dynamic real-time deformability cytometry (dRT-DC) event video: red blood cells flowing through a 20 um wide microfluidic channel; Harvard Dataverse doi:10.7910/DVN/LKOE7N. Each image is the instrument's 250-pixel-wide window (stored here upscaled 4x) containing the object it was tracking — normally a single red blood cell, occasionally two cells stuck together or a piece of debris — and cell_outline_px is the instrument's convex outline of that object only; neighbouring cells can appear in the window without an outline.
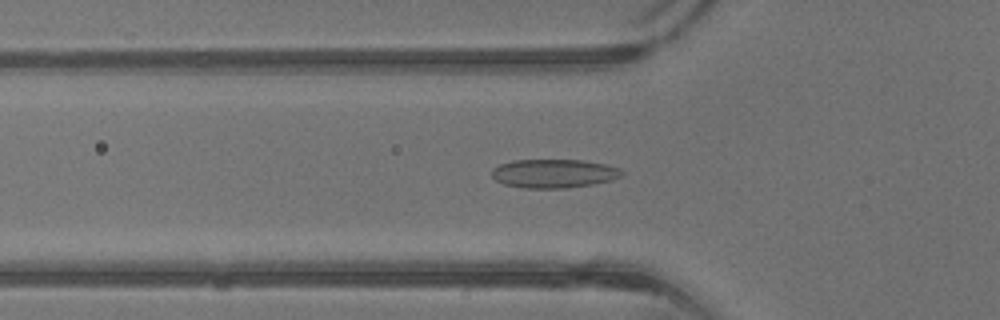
{"species": "common noctule bat (a hibernating species)", "species_latin": "Nyctalus noctula", "temperature_condition": "warm", "stored_images_in_passage": 41, "camera_frame_rate_fps": 3000, "um_per_image_px": 0.085, "animal": {"sex": "male", "body_mass_g": 13.3}, "frame": {"image": 1, "passage_image": 13, "time_ms": 4.0, "image_size_px": [1000, 320], "cell_outline_px": [[624, 172], [620, 176], [612, 180], [592, 184], [568, 188], [524, 188], [504, 184], [496, 180], [492, 176], [492, 168], [500, 164], [512, 160], [584, 160], [608, 164], [620, 168]], "centroid_in_image_um": [47.09, 14.74], "position_along_channel_um": 78.7, "area_um2": 21.91}}
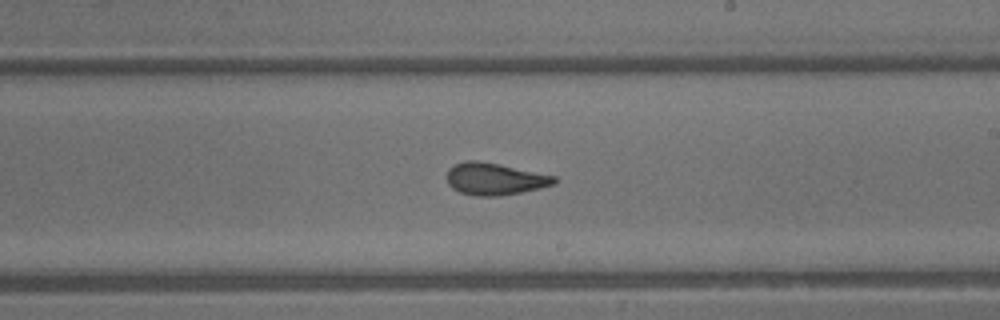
{"frame": {"image": 2, "passage_image": 23, "time_ms": 7.333, "image_size_px": [1000, 320], "cell_outline_px": [[556, 184], [540, 188], [500, 196], [476, 196], [460, 192], [452, 188], [448, 184], [448, 168], [464, 160], [476, 160], [500, 164], [556, 176]], "centroid_in_image_um": [42.06, 15.2], "position_along_channel_um": 246.9, "area_um2": 20.06}}
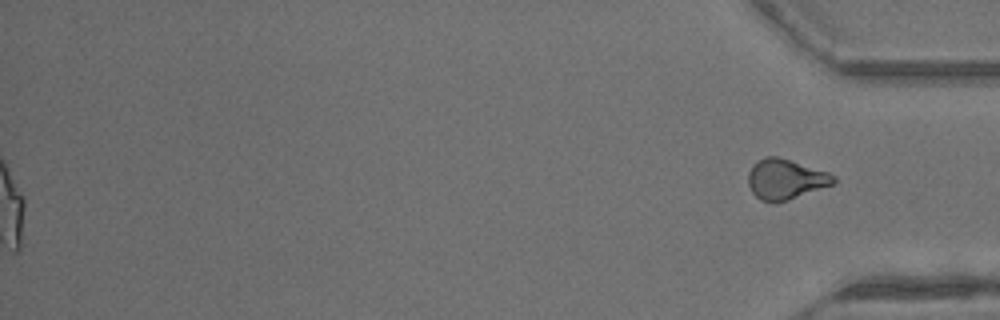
{"frame": {"image": 3, "passage_image": 41, "time_ms": 13.333, "image_size_px": [1000, 320], "cell_outline_px": [[836, 184], [788, 200], [760, 200], [752, 192], [748, 184], [748, 172], [752, 164], [764, 156], [776, 156], [828, 172], [836, 176]], "centroid_in_image_um": [66.78, 15.21], "position_along_channel_um": 368.4, "area_um2": 19.88}}